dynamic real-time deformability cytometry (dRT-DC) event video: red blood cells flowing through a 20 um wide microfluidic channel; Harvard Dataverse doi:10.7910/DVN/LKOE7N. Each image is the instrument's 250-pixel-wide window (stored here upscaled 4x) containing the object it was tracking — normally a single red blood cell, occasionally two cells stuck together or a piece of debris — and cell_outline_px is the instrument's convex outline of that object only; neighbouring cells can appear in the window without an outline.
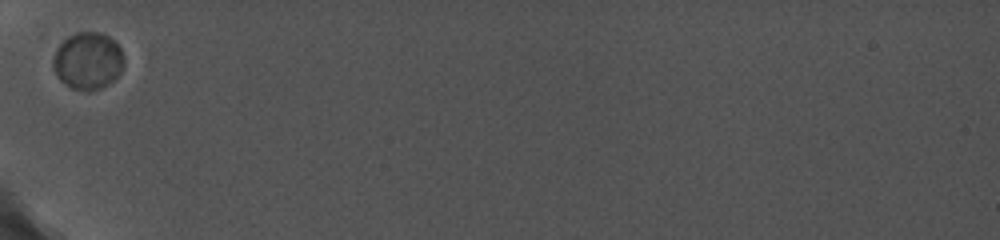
{"species": "common noctule bat (a hibernating species)", "species_latin": "Nyctalus noctula", "temperature_condition": "cold", "stored_images_in_passage": 16, "camera_frame_rate_fps": 5000, "um_per_image_px": 0.085, "animal": {"sex": "female", "body_mass_g": 19.0, "forearm_length_mm": 56.7}, "frame": {"image": 1, "passage_image": 1, "time_ms": 0.0, "image_size_px": [1000, 240], "cell_outline_px": [[124, 64], [120, 72], [112, 80], [100, 88], [88, 92], [72, 88], [60, 80], [52, 68], [52, 60], [56, 48], [68, 36], [76, 32], [100, 32], [108, 36], [120, 48], [124, 56]], "centroid_in_image_um": [7.44, 5.17], "position_along_channel_um": 77.6, "area_um2": 23.58}}
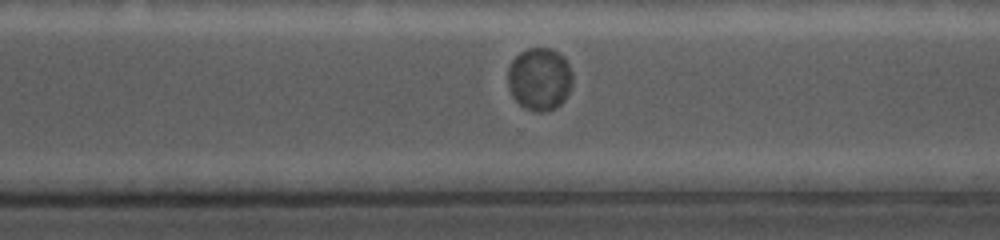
{"frame": {"image": 2, "passage_image": 10, "time_ms": 6.8, "image_size_px": [1000, 240], "cell_outline_px": [[572, 84], [564, 100], [556, 108], [548, 112], [536, 112], [524, 108], [512, 96], [508, 88], [508, 68], [512, 60], [520, 52], [528, 48], [552, 48], [564, 56], [572, 72]], "centroid_in_image_um": [45.86, 6.72], "position_along_channel_um": 324.7, "area_um2": 23.93}}
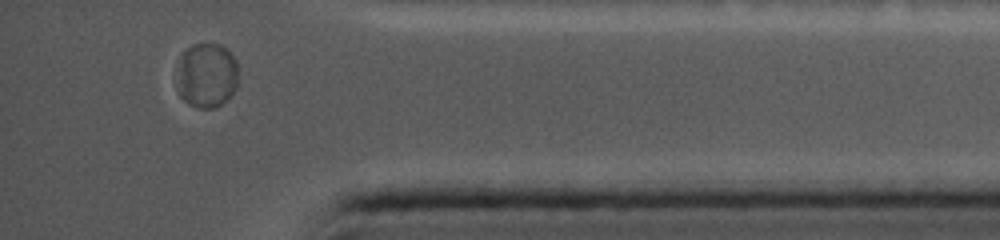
{"frame": {"image": 3, "passage_image": 15, "time_ms": 9.4, "image_size_px": [1000, 240], "cell_outline_px": [[236, 88], [220, 104], [212, 108], [200, 108], [188, 104], [180, 96], [180, 56], [192, 44], [220, 44], [236, 60]], "centroid_in_image_um": [17.58, 6.39], "position_along_channel_um": 417.6, "area_um2": 22.31}, "authors_computed_cell_mechanics": {"area_um2": 23.7558, "velocity_mm_per_s": 3.6602, "shape_relaxation_time_tau1_ms": 1.5324, "shape_relaxation_time_tau2_ms": null, "deformation_change_tau1": 0.0063, "deformation_change_tau2": null}}